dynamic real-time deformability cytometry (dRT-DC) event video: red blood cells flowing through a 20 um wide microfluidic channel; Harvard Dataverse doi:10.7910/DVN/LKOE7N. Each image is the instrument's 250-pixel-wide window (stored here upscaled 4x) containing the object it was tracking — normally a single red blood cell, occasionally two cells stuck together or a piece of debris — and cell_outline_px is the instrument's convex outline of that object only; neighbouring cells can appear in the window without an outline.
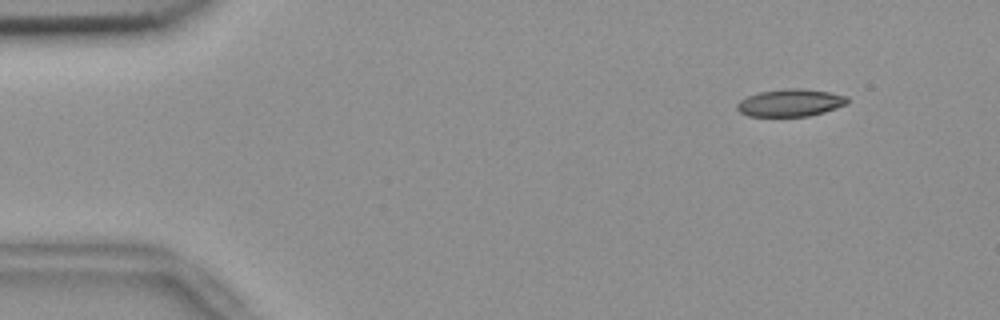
{"species": "common noctule bat (a hibernating species)", "species_latin": "Nyctalus noctula", "temperature_condition": "room temperature", "stored_images_in_passage": 55, "camera_frame_rate_fps": 3000, "um_per_image_px": 0.085, "animal": {"sex": "female", "body_mass_g": 18.4}, "frame": {"image": 1, "passage_image": 6, "time_ms": 1.667, "image_size_px": [1000, 320], "cell_outline_px": [[848, 104], [824, 112], [808, 116], [748, 116], [740, 112], [736, 108], [736, 104], [740, 100], [748, 96], [760, 92], [788, 88], [800, 88], [828, 92], [848, 96]], "centroid_in_image_um": [67.19, 8.74], "position_along_channel_um": 17.8, "area_um2": 17.57}}
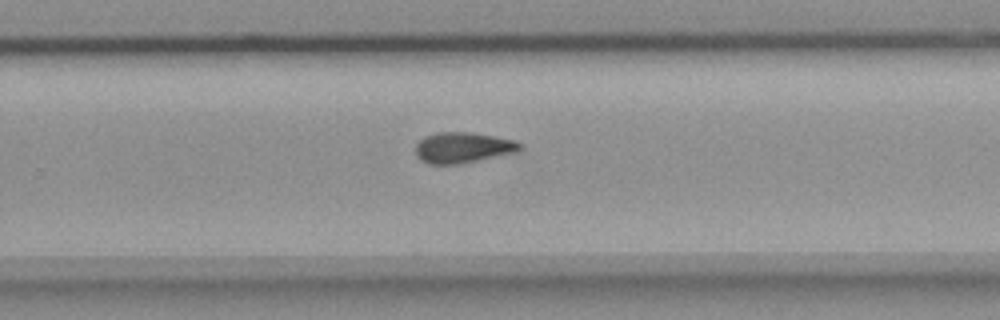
{"frame": {"image": 2, "passage_image": 36, "time_ms": 11.667, "image_size_px": [1000, 320], "cell_outline_px": [[524, 148], [516, 152], [460, 164], [428, 164], [420, 160], [416, 156], [416, 144], [424, 136], [436, 132], [472, 132], [516, 140], [524, 144]], "centroid_in_image_um": [39.36, 12.54], "position_along_channel_um": 290.4, "area_um2": 18.96}}
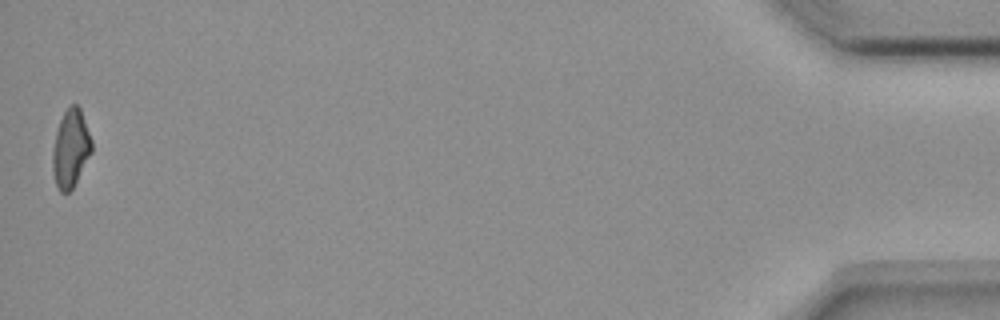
{"frame": {"image": 3, "passage_image": 55, "time_ms": 18.0, "image_size_px": [1000, 320], "cell_outline_px": [[92, 152], [72, 188], [68, 192], [60, 192], [56, 184], [52, 168], [52, 152], [56, 132], [60, 120], [64, 112], [72, 104], [76, 104], [80, 108], [92, 140]], "centroid_in_image_um": [6.0, 12.62], "position_along_channel_um": 429.2, "area_um2": 17.51}, "authors_computed_cell_mechanics": {"area_um2": 18.4382, "velocity_mm_per_s": 3.6834, "shape_relaxation_time_tau1_ms": null, "shape_relaxation_time_tau2_ms": 5.8453, "deformation_change_tau1": null, "deformation_change_tau2": 0.1325}}